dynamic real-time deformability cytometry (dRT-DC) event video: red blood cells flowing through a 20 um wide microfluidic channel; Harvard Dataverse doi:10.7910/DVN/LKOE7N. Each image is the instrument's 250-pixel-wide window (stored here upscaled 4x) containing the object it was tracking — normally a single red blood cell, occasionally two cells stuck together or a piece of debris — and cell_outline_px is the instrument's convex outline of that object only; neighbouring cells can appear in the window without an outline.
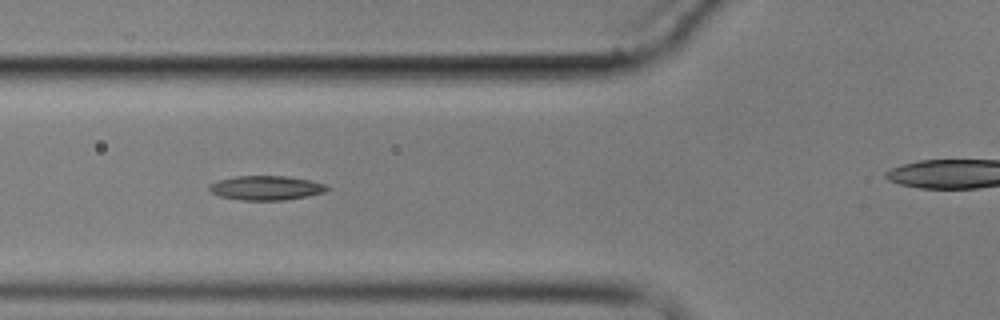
{"species": "common noctule bat (a hibernating species)", "species_latin": "Nyctalus noctula", "temperature_condition": "cold", "stored_images_in_passage": 7, "segment_of_instrument_passage": [1, 2], "camera_frame_rate_fps": 3000, "um_per_image_px": 0.085, "animal": {"sex": "male", "body_mass_g": 17.9}, "frame": {"image": 1, "passage_image": 5, "time_ms": 4.667, "image_size_px": [1000, 320], "cell_outline_px": [[332, 188], [324, 192], [308, 196], [284, 200], [240, 200], [220, 196], [208, 192], [208, 184], [216, 180], [236, 176], [288, 176], [312, 180], [328, 184]], "centroid_in_image_um": [22.63, 15.96], "position_along_channel_um": 103.2, "area_um2": 17.11}}
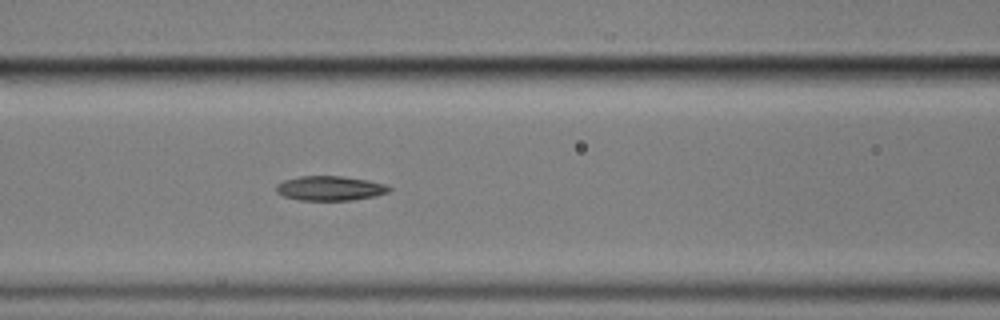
{"frame": {"image": 2, "passage_image": 6, "time_ms": 5.667, "image_size_px": [1000, 320], "cell_outline_px": [[392, 188], [388, 192], [376, 196], [352, 200], [300, 200], [284, 196], [276, 192], [276, 184], [284, 180], [300, 176], [340, 176], [368, 180], [384, 184]], "centroid_in_image_um": [28.04, 16.0], "position_along_channel_um": 138.6, "area_um2": 16.13}}